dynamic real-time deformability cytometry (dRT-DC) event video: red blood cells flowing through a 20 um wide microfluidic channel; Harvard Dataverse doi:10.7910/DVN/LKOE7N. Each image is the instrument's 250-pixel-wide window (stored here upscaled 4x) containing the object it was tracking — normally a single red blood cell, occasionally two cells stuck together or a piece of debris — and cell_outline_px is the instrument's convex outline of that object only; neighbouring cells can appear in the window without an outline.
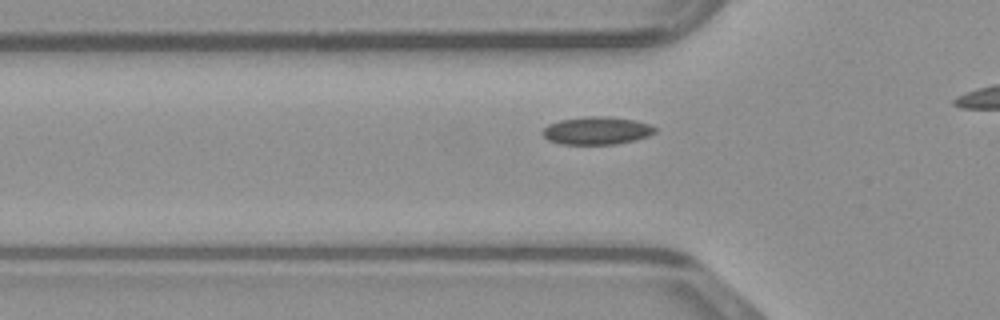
{"species": "common noctule bat (a hibernating species)", "species_latin": "Nyctalus noctula", "temperature_condition": "warm", "stored_images_in_passage": 16, "camera_frame_rate_fps": 3000, "um_per_image_px": 0.085, "animal": {"sex": "male", "body_mass_g": 23.1, "forearm_length_mm": 52.7}, "frame": {"image": 1, "passage_image": 2, "time_ms": 0.333, "image_size_px": [1000, 320], "cell_outline_px": [[656, 132], [648, 136], [636, 140], [616, 144], [560, 144], [548, 140], [540, 132], [548, 124], [560, 120], [588, 116], [608, 116], [636, 120], [648, 124], [656, 128]], "centroid_in_image_um": [50.72, 11.1], "position_along_channel_um": 75.1, "area_um2": 18.32}}
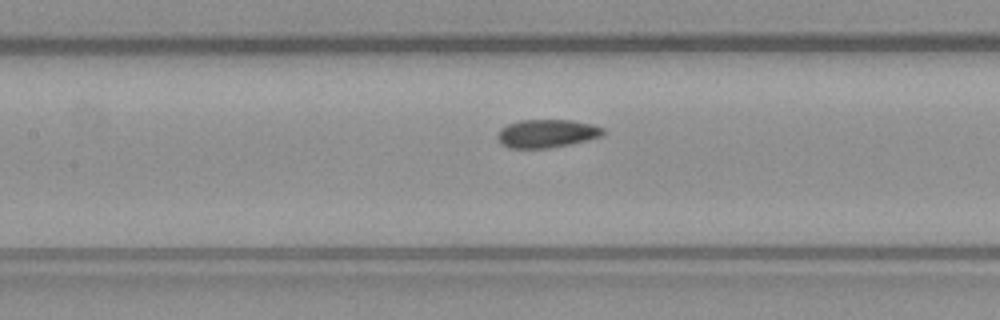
{"frame": {"image": 2, "passage_image": 8, "time_ms": 2.333, "image_size_px": [1000, 320], "cell_outline_px": [[604, 132], [600, 136], [568, 144], [548, 148], [512, 148], [500, 144], [496, 136], [500, 128], [508, 124], [520, 120], [572, 120], [592, 124], [604, 128]], "centroid_in_image_um": [46.42, 11.34], "position_along_channel_um": 161.0, "area_um2": 17.22}}
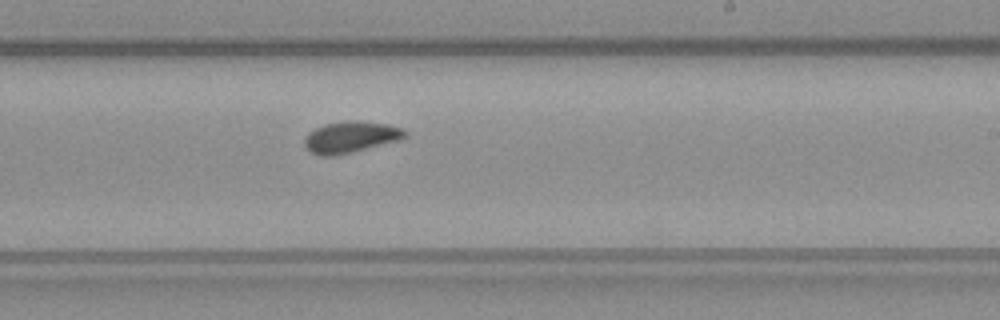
{"frame": {"image": 3, "passage_image": 15, "time_ms": 4.667, "image_size_px": [1000, 320], "cell_outline_px": [[408, 136], [400, 140], [352, 152], [332, 156], [320, 156], [312, 152], [304, 144], [304, 140], [308, 132], [324, 124], [348, 120], [356, 120], [388, 124], [404, 128], [408, 132]], "centroid_in_image_um": [29.85, 11.64], "position_along_channel_um": 259.1, "area_um2": 18.5}}